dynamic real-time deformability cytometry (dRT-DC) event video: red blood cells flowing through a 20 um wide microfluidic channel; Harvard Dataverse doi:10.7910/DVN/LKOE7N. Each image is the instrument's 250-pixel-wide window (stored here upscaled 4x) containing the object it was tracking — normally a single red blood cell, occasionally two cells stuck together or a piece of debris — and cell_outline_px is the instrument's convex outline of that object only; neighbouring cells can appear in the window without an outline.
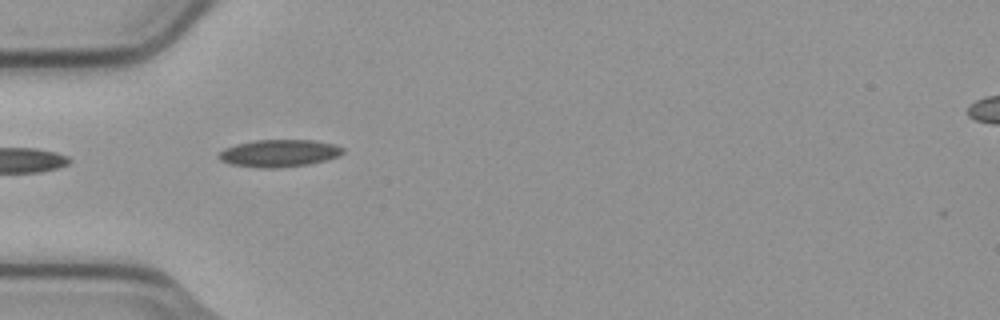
{"species": "common noctule bat (a hibernating species)", "species_latin": "Nyctalus noctula", "temperature_condition": "cold", "stored_images_in_passage": 3, "camera_frame_rate_fps": 3000, "um_per_image_px": 0.085, "animal": {"sex": "male", "body_mass_g": 23.1, "forearm_length_mm": 52.7}, "frame": {"image": 1, "passage_image": 1, "time_ms": 0.0, "image_size_px": [1000, 320], "cell_outline_px": [[344, 152], [340, 156], [308, 164], [276, 168], [260, 168], [232, 164], [220, 160], [216, 156], [224, 148], [236, 144], [256, 140], [316, 140], [336, 144], [344, 148]], "centroid_in_image_um": [23.74, 13.01], "position_along_channel_um": 61.3, "area_um2": 19.83}}